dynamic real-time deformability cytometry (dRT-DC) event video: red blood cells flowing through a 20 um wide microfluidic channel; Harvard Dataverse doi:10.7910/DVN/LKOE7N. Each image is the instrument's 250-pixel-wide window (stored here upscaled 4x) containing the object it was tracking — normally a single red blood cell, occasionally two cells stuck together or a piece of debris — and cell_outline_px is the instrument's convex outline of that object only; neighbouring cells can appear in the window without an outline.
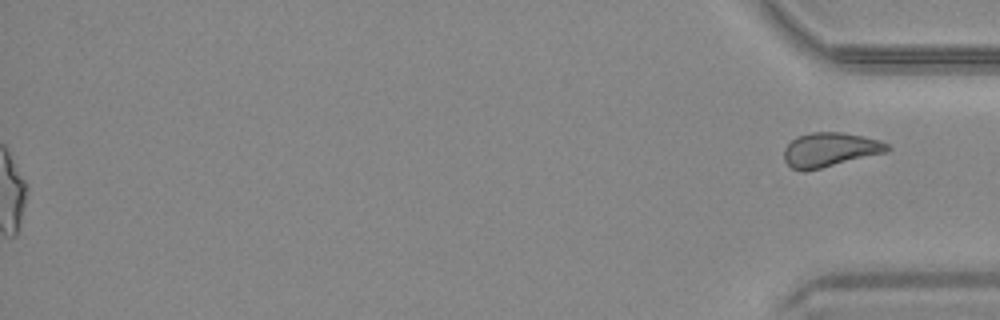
{"species": "common noctule bat (a hibernating species)", "species_latin": "Nyctalus noctula", "temperature_condition": "warm", "stored_images_in_passage": 41, "segment_of_instrument_passage": [2, 2], "camera_frame_rate_fps": 3000, "um_per_image_px": 0.085, "animal": {"sex": "male", "body_mass_g": 20.4}, "frame": {"image": 1, "passage_image": 41, "time_ms": 13.333, "image_size_px": [1000, 320], "cell_outline_px": [[892, 148], [888, 152], [804, 172], [792, 168], [784, 160], [784, 148], [796, 136], [812, 132], [840, 132], [864, 136], [880, 140], [888, 144]], "centroid_in_image_um": [70.56, 12.72], "position_along_channel_um": 364.6, "area_um2": 20.75}}